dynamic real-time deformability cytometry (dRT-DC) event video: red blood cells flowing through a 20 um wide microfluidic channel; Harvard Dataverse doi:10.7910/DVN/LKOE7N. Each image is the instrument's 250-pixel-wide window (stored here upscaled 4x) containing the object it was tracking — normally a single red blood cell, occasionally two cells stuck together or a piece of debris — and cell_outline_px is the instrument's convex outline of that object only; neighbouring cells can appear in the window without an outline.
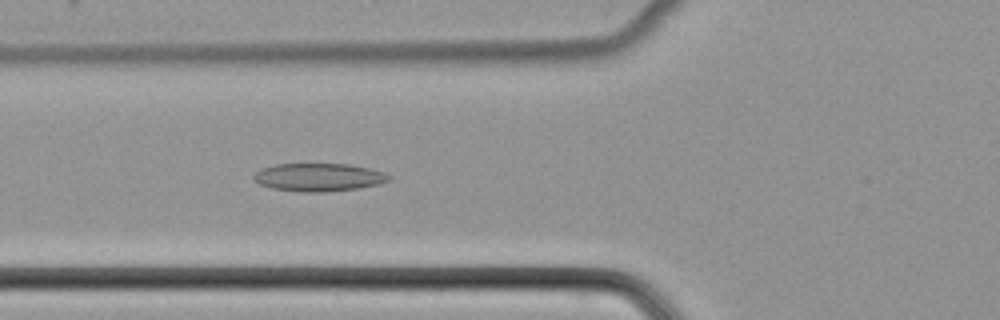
{"species": "common noctule bat (a hibernating species)", "species_latin": "Nyctalus noctula", "temperature_condition": "cold", "stored_images_in_passage": 33, "camera_frame_rate_fps": 3000, "um_per_image_px": 0.085, "animal": {"sex": "female", "body_mass_g": 22.7, "forearm_length_mm": 54.2}, "frame": {"image": 1, "passage_image": 3, "time_ms": 0.667, "image_size_px": [1000, 320], "cell_outline_px": [[392, 176], [388, 180], [380, 184], [360, 188], [324, 192], [300, 192], [272, 188], [260, 184], [252, 180], [252, 176], [260, 168], [276, 164], [348, 164], [368, 168], [384, 172]], "centroid_in_image_um": [27.07, 15.07], "position_along_channel_um": 98.7, "area_um2": 22.2}}
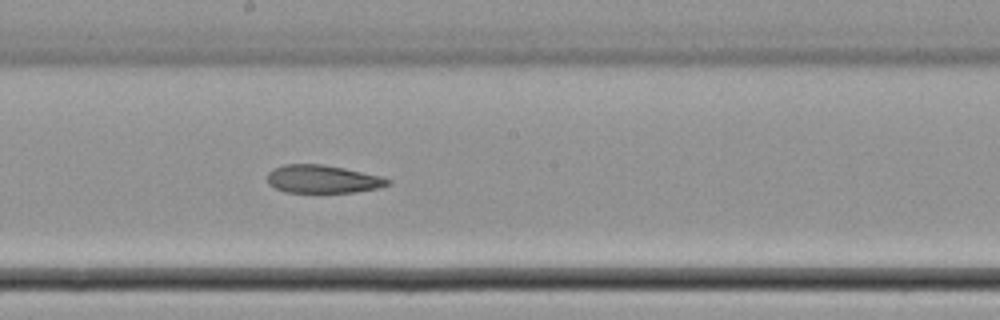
{"frame": {"image": 2, "passage_image": 12, "time_ms": 3.667, "image_size_px": [1000, 320], "cell_outline_px": [[392, 184], [380, 188], [356, 192], [284, 192], [268, 184], [268, 172], [272, 168], [284, 164], [320, 164], [344, 168], [380, 176], [392, 180]], "centroid_in_image_um": [27.44, 15.22], "position_along_channel_um": 220.8, "area_um2": 19.77}}
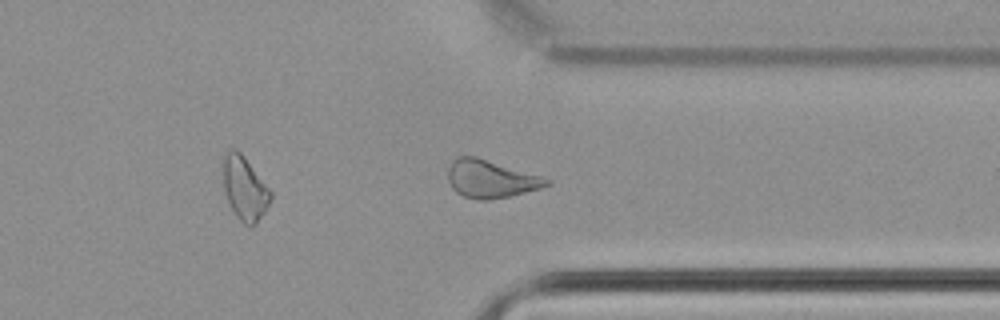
{"frame": {"image": 3, "passage_image": 23, "time_ms": 7.333, "image_size_px": [1000, 320], "cell_outline_px": [[552, 184], [540, 188], [508, 196], [488, 200], [476, 200], [464, 196], [456, 192], [452, 188], [448, 180], [448, 168], [452, 160], [456, 156], [476, 156], [540, 176], [552, 180]], "centroid_in_image_um": [41.67, 15.2], "position_along_channel_um": 369.7, "area_um2": 21.62}}